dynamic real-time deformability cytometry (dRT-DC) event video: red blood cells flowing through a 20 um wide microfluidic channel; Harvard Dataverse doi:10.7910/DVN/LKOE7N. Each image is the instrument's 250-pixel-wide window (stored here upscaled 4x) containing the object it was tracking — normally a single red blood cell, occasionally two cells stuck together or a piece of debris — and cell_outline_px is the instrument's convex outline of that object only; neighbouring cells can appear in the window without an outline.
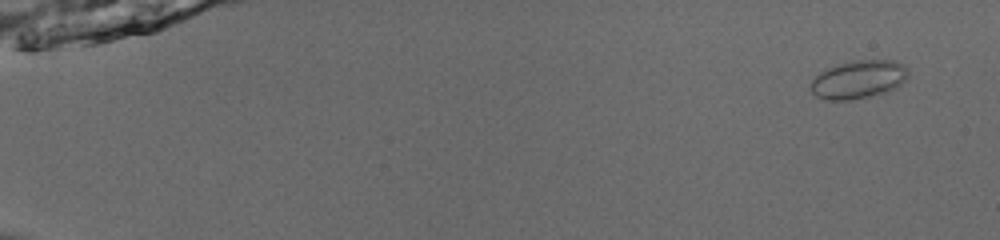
{"species": "common noctule bat (a hibernating species)", "species_latin": "Nyctalus noctula", "temperature_condition": "room temperature", "stored_images_in_passage": 54, "camera_frame_rate_fps": 3000, "um_per_image_px": 0.085, "animal": {"sex": "male", "body_mass_g": 13.0, "forearm_length_mm": 53.1}, "frame": {"image": 1, "passage_image": 4, "time_ms": 1.0, "image_size_px": [1000, 240], "cell_outline_px": [[908, 76], [896, 88], [884, 92], [868, 96], [848, 100], [824, 100], [816, 96], [812, 92], [808, 84], [820, 72], [828, 68], [852, 60], [896, 60], [904, 64], [908, 68]], "centroid_in_image_um": [72.96, 6.74], "position_along_channel_um": 12.0, "area_um2": 21.73}}
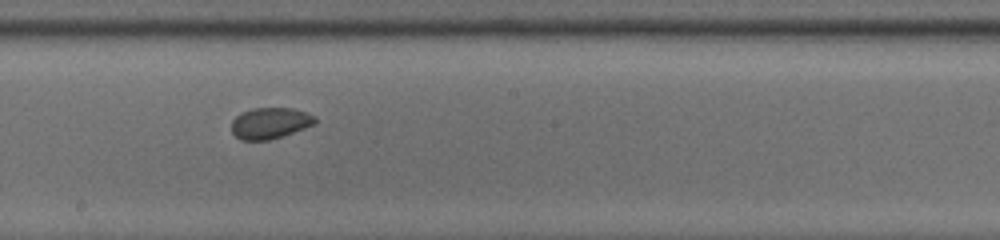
{"frame": {"image": 2, "passage_image": 33, "time_ms": 10.667, "image_size_px": [1000, 240], "cell_outline_px": [[316, 124], [268, 140], [240, 140], [232, 132], [232, 120], [240, 112], [252, 108], [292, 108], [316, 116]], "centroid_in_image_um": [22.93, 10.45], "position_along_channel_um": 225.3, "area_um2": 15.09}}
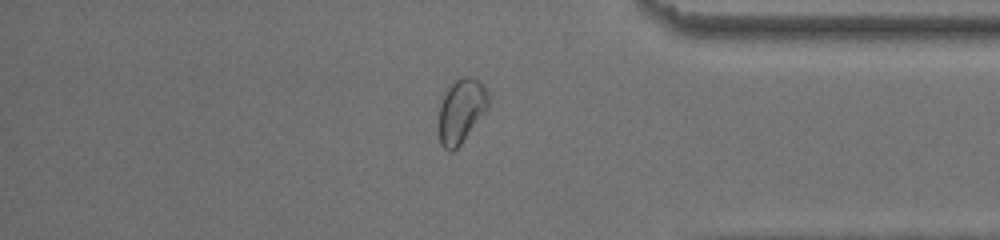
{"frame": {"image": 3, "passage_image": 47, "time_ms": 15.333, "image_size_px": [1000, 240], "cell_outline_px": [[488, 108], [460, 144], [452, 152], [444, 148], [440, 144], [440, 104], [444, 92], [456, 80], [464, 76], [468, 76], [476, 80], [488, 92]], "centroid_in_image_um": [39.19, 9.42], "position_along_channel_um": 396.0, "area_um2": 17.98}, "authors_computed_cell_mechanics": {"area_um2": 17.051, "velocity_mm_per_s": 3.905, "shape_relaxation_time_tau1_ms": 6.212, "shape_relaxation_time_tau2_ms": 1.9173, "deformation_change_tau1": 0.0475, "deformation_change_tau2": 0.037}}